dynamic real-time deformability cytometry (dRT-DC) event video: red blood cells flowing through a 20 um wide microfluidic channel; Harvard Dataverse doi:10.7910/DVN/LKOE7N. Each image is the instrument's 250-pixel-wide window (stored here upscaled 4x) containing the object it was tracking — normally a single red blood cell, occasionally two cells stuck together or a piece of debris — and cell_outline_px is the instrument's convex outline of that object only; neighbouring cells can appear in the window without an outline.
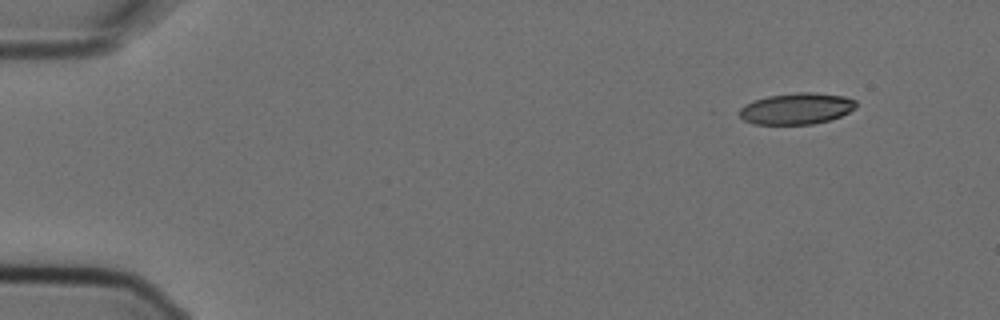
{"species": "Egyptian fruit bat (a non-hibernating species)", "species_latin": "Rousettus aegyptiacus", "temperature_condition": "cold", "stored_images_in_passage": 4, "camera_frame_rate_fps": 3000, "um_per_image_px": 0.085, "animal": {"sex": "female"}, "frame": {"image": 1, "passage_image": 1, "time_ms": 0.0, "image_size_px": [1000, 320], "cell_outline_px": [[856, 108], [840, 116], [828, 120], [812, 124], [752, 124], [744, 120], [740, 116], [740, 108], [744, 104], [768, 96], [796, 92], [812, 92], [844, 96], [856, 100]], "centroid_in_image_um": [67.7, 9.23], "position_along_channel_um": 17.3, "area_um2": 21.21}}